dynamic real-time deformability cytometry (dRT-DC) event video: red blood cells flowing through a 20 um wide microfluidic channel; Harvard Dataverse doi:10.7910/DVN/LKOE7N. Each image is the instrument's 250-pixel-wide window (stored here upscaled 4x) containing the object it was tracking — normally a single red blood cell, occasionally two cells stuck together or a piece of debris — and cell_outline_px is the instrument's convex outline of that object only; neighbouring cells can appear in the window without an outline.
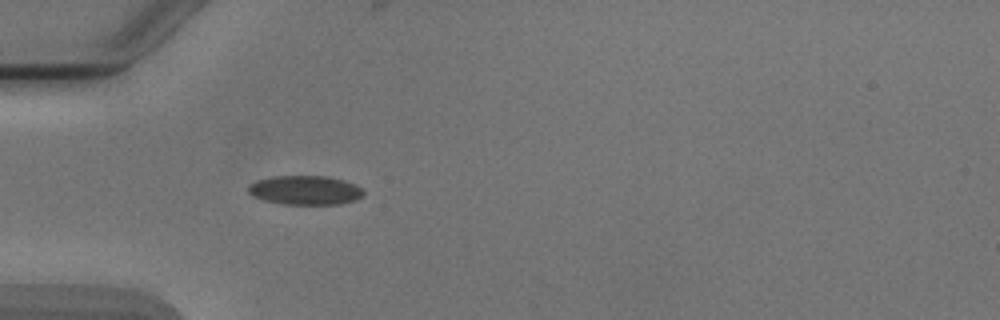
{"species": "Egyptian fruit bat (a non-hibernating species)", "species_latin": "Rousettus aegyptiacus", "temperature_condition": "cold", "stored_images_in_passage": 2, "camera_frame_rate_fps": 3000, "um_per_image_px": 0.085, "animal": {"sex": "male"}, "frame": {"image": 1, "passage_image": 2, "time_ms": 1.333, "image_size_px": [1000, 320], "cell_outline_px": [[364, 192], [360, 196], [352, 200], [340, 204], [284, 204], [264, 200], [252, 196], [248, 192], [248, 184], [256, 180], [272, 176], [324, 176], [344, 180], [360, 188]], "centroid_in_image_um": [25.85, 16.16], "position_along_channel_um": 59.1, "area_um2": 19.36}}